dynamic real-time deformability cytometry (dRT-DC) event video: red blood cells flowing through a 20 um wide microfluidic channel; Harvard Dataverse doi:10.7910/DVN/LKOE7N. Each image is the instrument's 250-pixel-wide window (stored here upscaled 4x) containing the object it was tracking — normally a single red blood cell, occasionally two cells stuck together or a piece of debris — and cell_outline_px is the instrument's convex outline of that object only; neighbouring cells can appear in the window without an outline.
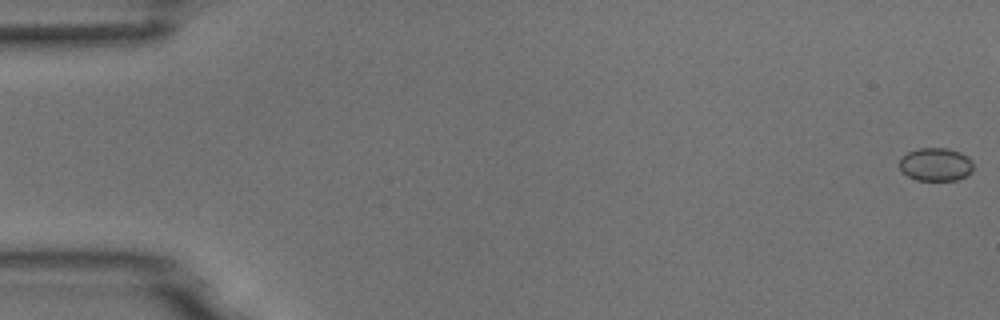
{"species": "common noctule bat (a hibernating species)", "species_latin": "Nyctalus noctula", "temperature_condition": "room temperature", "stored_images_in_passage": 54, "camera_frame_rate_fps": 3000, "um_per_image_px": 0.085, "animal": {"sex": "male", "body_mass_g": 18.8}, "frame": {"image": 1, "passage_image": 1, "time_ms": 0.0, "image_size_px": [1000, 320], "cell_outline_px": [[972, 172], [968, 176], [956, 180], [916, 180], [908, 176], [900, 168], [900, 160], [908, 152], [920, 148], [948, 148], [960, 152], [968, 156], [972, 160]], "centroid_in_image_um": [79.58, 13.98], "position_along_channel_um": 5.4, "area_um2": 14.28}}
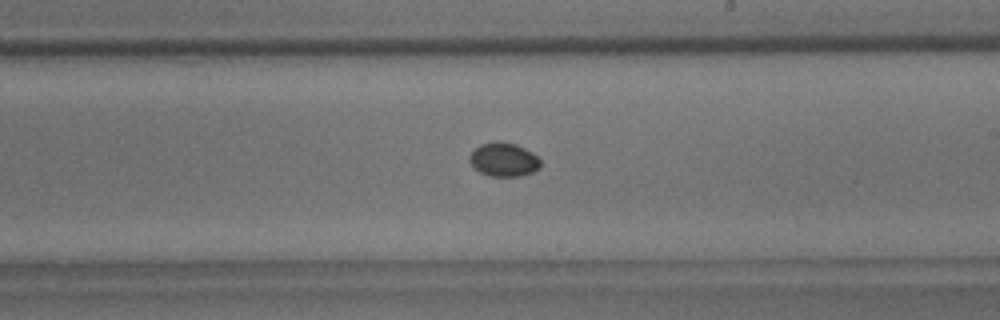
{"frame": {"image": 2, "passage_image": 32, "time_ms": 10.333, "image_size_px": [1000, 320], "cell_outline_px": [[540, 168], [532, 172], [520, 176], [488, 176], [480, 172], [468, 160], [468, 156], [480, 144], [496, 140], [516, 144], [532, 152], [540, 160]], "centroid_in_image_um": [42.81, 13.55], "position_along_channel_um": 246.2, "area_um2": 13.99}}
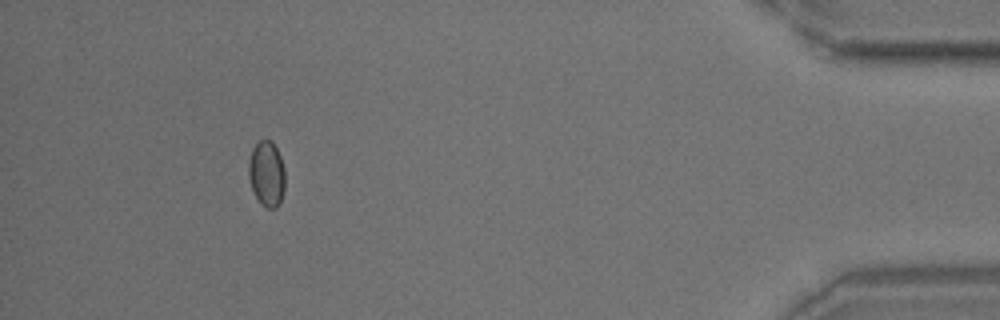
{"frame": {"image": 3, "passage_image": 50, "time_ms": 16.333, "image_size_px": [1000, 320], "cell_outline_px": [[284, 192], [280, 204], [276, 208], [268, 208], [260, 204], [252, 188], [248, 176], [248, 160], [252, 148], [260, 140], [272, 140], [280, 156], [284, 168]], "centroid_in_image_um": [22.66, 14.77], "position_along_channel_um": 412.5, "area_um2": 14.05}}